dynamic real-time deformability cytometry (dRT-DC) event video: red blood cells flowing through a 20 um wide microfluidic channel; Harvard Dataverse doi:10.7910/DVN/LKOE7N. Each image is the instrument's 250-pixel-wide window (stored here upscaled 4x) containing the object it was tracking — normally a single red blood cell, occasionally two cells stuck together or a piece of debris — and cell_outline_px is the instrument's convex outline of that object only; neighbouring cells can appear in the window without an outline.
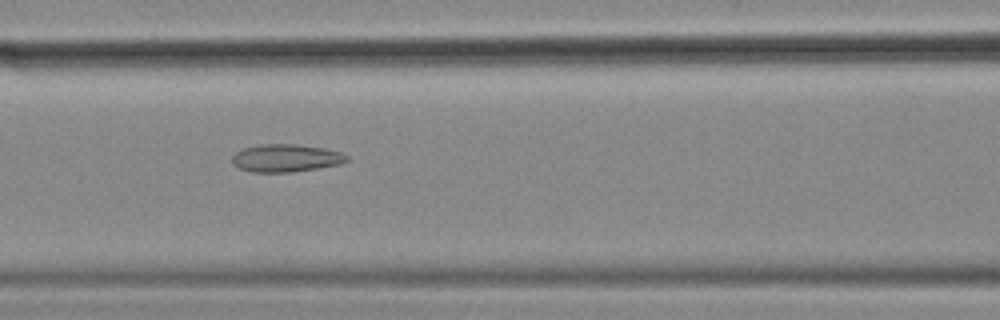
{"species": "common noctule bat (a hibernating species)", "species_latin": "Nyctalus noctula", "temperature_condition": "cold", "stored_images_in_passage": 42, "camera_frame_rate_fps": 3000, "um_per_image_px": 0.085, "animal": {"sex": "female", "body_mass_g": 18.4}, "frame": {"image": 1, "passage_image": 10, "time_ms": 3.0, "image_size_px": [1000, 320], "cell_outline_px": [[352, 160], [340, 164], [292, 172], [252, 172], [240, 168], [232, 164], [232, 156], [236, 152], [244, 148], [260, 144], [296, 144], [324, 148], [340, 152], [348, 156]], "centroid_in_image_um": [24.32, 13.43], "position_along_channel_um": 142.3, "area_um2": 18.55}}
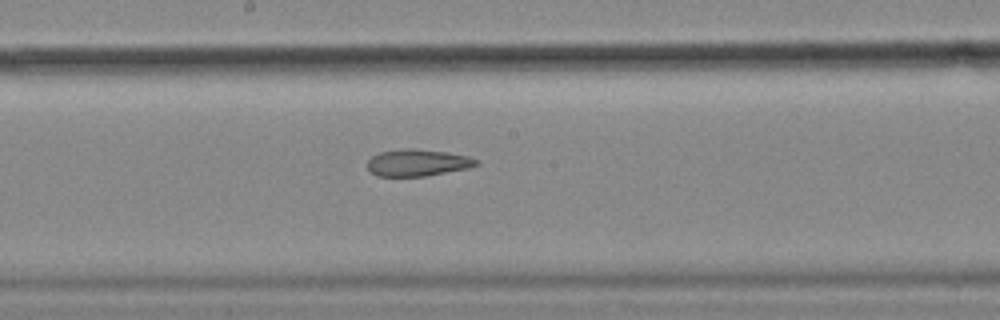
{"frame": {"image": 2, "passage_image": 16, "time_ms": 5.0, "image_size_px": [1000, 320], "cell_outline_px": [[480, 164], [468, 168], [424, 176], [376, 176], [368, 172], [368, 160], [372, 156], [380, 152], [400, 148], [416, 148], [448, 152], [468, 156], [480, 160]], "centroid_in_image_um": [35.49, 13.82], "position_along_channel_um": 212.7, "area_um2": 17.28}}
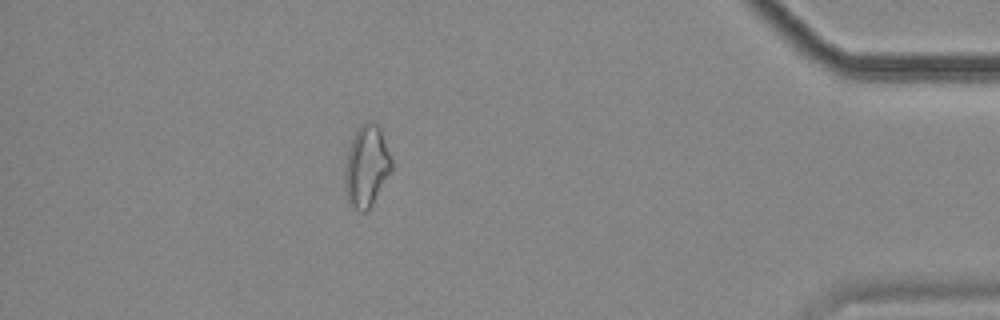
{"frame": {"image": 3, "passage_image": 36, "time_ms": 11.667, "image_size_px": [1000, 320], "cell_outline_px": [[392, 168], [372, 204], [364, 212], [348, 204], [344, 192], [344, 168], [348, 148], [352, 136], [356, 128], [360, 124], [380, 124], [392, 160]], "centroid_in_image_um": [31.12, 14.1], "position_along_channel_um": 404.1, "area_um2": 22.31}, "authors_computed_cell_mechanics": {"area_um2": 18.8139, "velocity_mm_per_s": 3.5334, "shape_relaxation_time_tau1_ms": null, "shape_relaxation_time_tau2_ms": 3.9069, "deformation_change_tau1": null, "deformation_change_tau2": 0.1251}}